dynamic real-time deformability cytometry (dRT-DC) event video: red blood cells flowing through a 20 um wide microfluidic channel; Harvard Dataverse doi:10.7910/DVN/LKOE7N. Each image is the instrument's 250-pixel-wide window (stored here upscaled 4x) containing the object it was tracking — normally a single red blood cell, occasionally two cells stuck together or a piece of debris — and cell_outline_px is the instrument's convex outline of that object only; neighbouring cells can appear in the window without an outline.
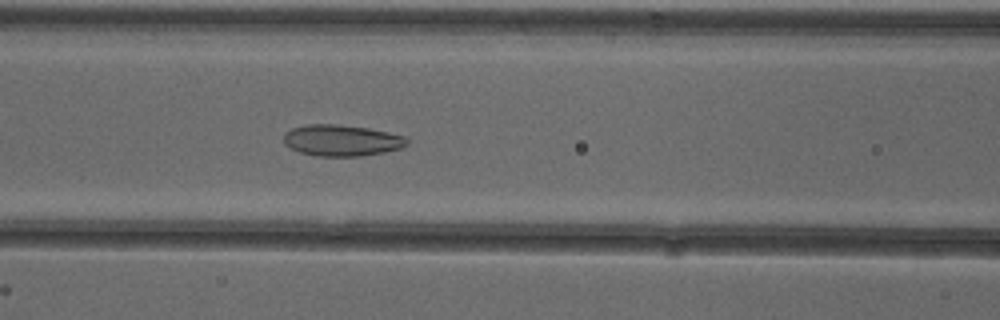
{"species": "common noctule bat (a hibernating species)", "species_latin": "Nyctalus noctula", "temperature_condition": "cold", "stored_images_in_passage": 52, "camera_frame_rate_fps": 3000, "um_per_image_px": 0.085, "animal": {"sex": "female"}, "frame": {"image": 1, "passage_image": 22, "time_ms": 7.0, "image_size_px": [1000, 320], "cell_outline_px": [[408, 144], [400, 148], [384, 152], [360, 156], [316, 156], [300, 152], [284, 144], [284, 136], [292, 128], [308, 124], [336, 124], [368, 128], [388, 132], [404, 136], [408, 140]], "centroid_in_image_um": [29.05, 11.93], "position_along_channel_um": 137.5, "area_um2": 22.31}}
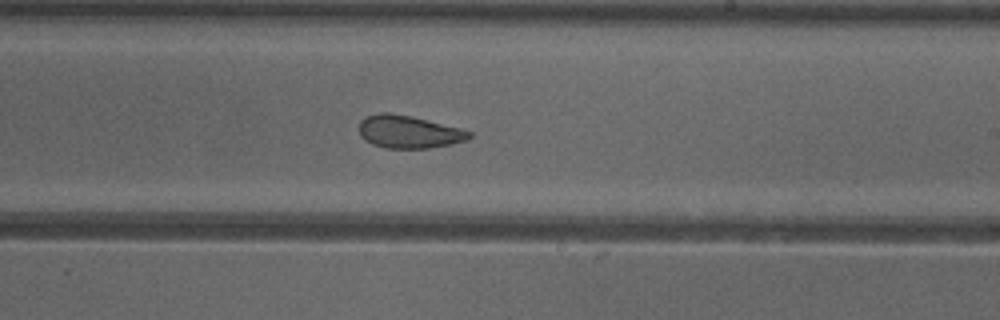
{"frame": {"image": 2, "passage_image": 31, "time_ms": 10.0, "image_size_px": [1000, 320], "cell_outline_px": [[472, 136], [468, 140], [428, 148], [388, 148], [372, 144], [364, 140], [360, 136], [360, 120], [364, 116], [380, 112], [388, 112], [412, 116], [460, 128], [472, 132]], "centroid_in_image_um": [34.72, 11.19], "position_along_channel_um": 254.3, "area_um2": 21.04}}
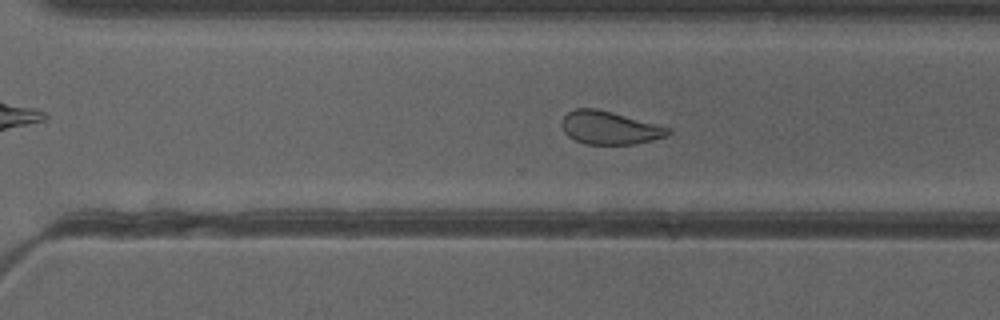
{"frame": {"image": 3, "passage_image": 36, "time_ms": 11.667, "image_size_px": [1000, 320], "cell_outline_px": [[672, 132], [668, 136], [636, 144], [584, 144], [568, 136], [564, 132], [560, 124], [560, 120], [568, 112], [576, 108], [596, 108], [612, 112], [672, 128]], "centroid_in_image_um": [51.81, 10.86], "position_along_channel_um": 318.8, "area_um2": 20.69}, "authors_computed_cell_mechanics": {"area_um2": 24.0448, "velocity_mm_per_s": 3.8926, "shape_relaxation_time_tau1_ms": 7.204, "shape_relaxation_time_tau2_ms": 1.7332, "deformation_change_tau1": 0.1444, "deformation_change_tau2": 0.0769}}